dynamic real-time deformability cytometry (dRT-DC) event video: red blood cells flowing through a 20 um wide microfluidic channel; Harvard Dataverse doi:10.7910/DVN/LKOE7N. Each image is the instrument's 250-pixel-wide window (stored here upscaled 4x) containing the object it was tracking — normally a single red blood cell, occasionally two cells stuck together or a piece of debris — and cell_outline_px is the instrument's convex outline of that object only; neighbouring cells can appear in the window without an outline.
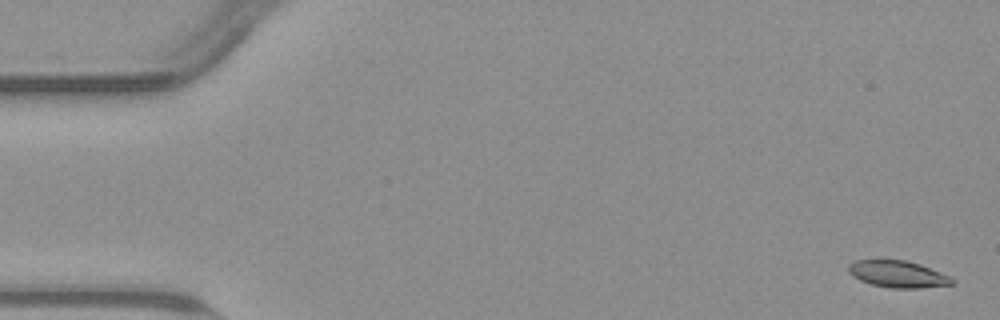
{"species": "common noctule bat (a hibernating species)", "species_latin": "Nyctalus noctula", "temperature_condition": "warm", "stored_images_in_passage": 55, "camera_frame_rate_fps": 3000, "um_per_image_px": 0.085, "animal": {"sex": "male", "body_mass_g": 23.1, "forearm_length_mm": 52.7}, "frame": {"image": 1, "passage_image": 2, "time_ms": 0.333, "image_size_px": [1000, 320], "cell_outline_px": [[956, 284], [920, 288], [892, 288], [872, 284], [860, 280], [852, 276], [848, 272], [848, 264], [856, 260], [904, 260], [920, 264], [952, 276], [956, 280]], "centroid_in_image_um": [76.37, 23.3], "position_along_channel_um": 8.6, "area_um2": 16.36}}
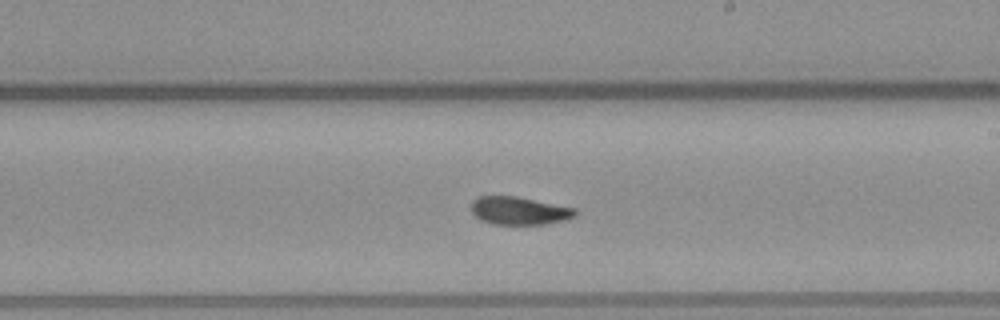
{"frame": {"image": 2, "passage_image": 32, "time_ms": 10.333, "image_size_px": [1000, 320], "cell_outline_px": [[576, 216], [564, 220], [544, 224], [492, 224], [480, 220], [472, 212], [472, 200], [476, 196], [516, 196], [576, 208]], "centroid_in_image_um": [44.11, 17.9], "position_along_channel_um": 244.9, "area_um2": 16.94}}
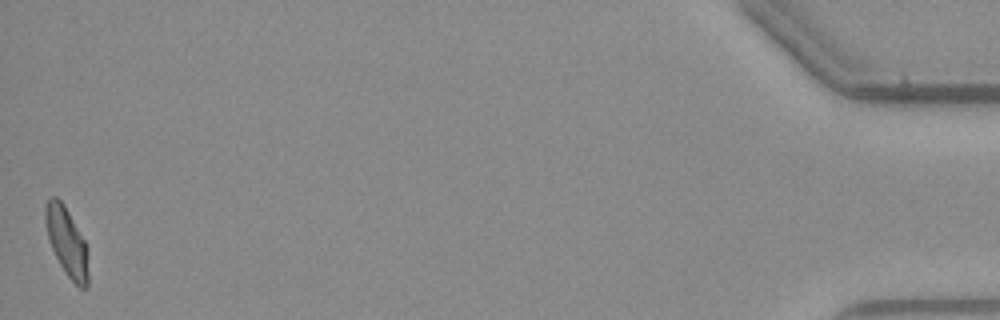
{"frame": {"image": 3, "passage_image": 55, "time_ms": 18.0, "image_size_px": [1000, 320], "cell_outline_px": [[88, 284], [84, 288], [80, 288], [68, 276], [60, 264], [48, 240], [44, 220], [44, 208], [48, 200], [52, 196], [56, 196], [64, 204], [84, 240], [88, 248]], "centroid_in_image_um": [5.67, 20.54], "position_along_channel_um": 429.5, "area_um2": 17.17}, "authors_computed_cell_mechanics": {"area_um2": 17.3978, "velocity_mm_per_s": 3.7652, "shape_relaxation_time_tau1_ms": null, "shape_relaxation_time_tau2_ms": 2.7635, "deformation_change_tau1": null, "deformation_change_tau2": 0.0747}}